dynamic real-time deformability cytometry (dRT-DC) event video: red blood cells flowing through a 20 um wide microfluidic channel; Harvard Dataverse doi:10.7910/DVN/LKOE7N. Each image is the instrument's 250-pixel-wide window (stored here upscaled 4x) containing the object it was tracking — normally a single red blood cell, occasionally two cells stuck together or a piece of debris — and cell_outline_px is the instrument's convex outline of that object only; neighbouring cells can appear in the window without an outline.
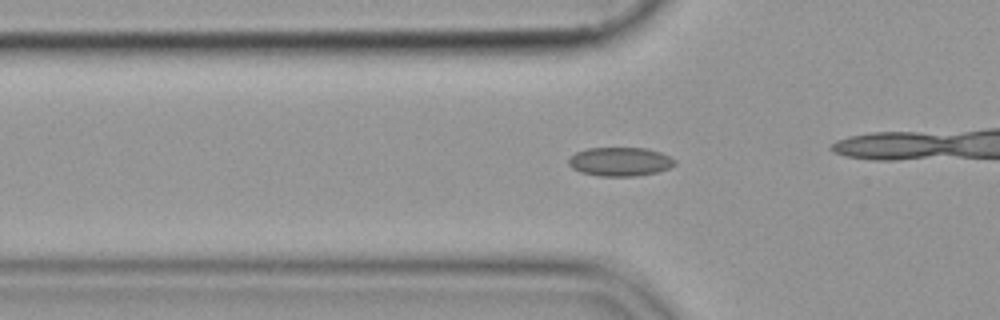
{"species": "common noctule bat (a hibernating species)", "species_latin": "Nyctalus noctula", "temperature_condition": "cold", "stored_images_in_passage": 36, "camera_frame_rate_fps": 3000, "um_per_image_px": 0.085, "animal": {"sex": "female", "body_mass_g": 19.9}, "frame": {"image": 1, "passage_image": 11, "time_ms": 3.333, "image_size_px": [1000, 320], "cell_outline_px": [[676, 164], [668, 168], [656, 172], [636, 176], [600, 176], [580, 172], [572, 168], [568, 164], [568, 160], [576, 152], [588, 148], [648, 148], [660, 152], [676, 160]], "centroid_in_image_um": [52.7, 13.74], "position_along_channel_um": 73.1, "area_um2": 17.8}}
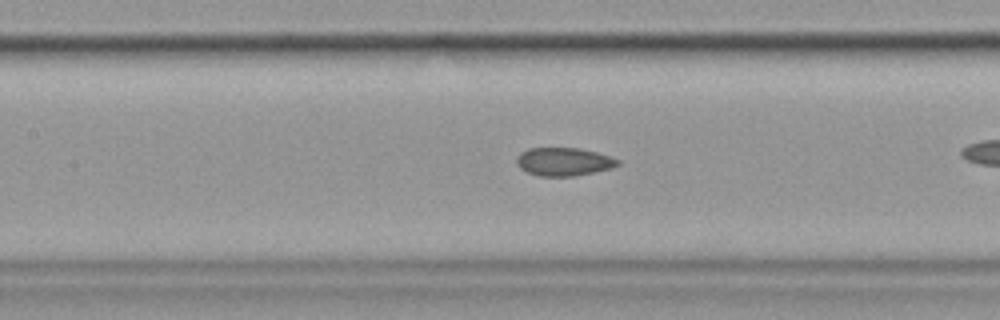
{"frame": {"image": 2, "passage_image": 18, "time_ms": 5.667, "image_size_px": [1000, 320], "cell_outline_px": [[620, 164], [612, 168], [572, 176], [540, 176], [528, 172], [520, 168], [516, 164], [516, 160], [520, 152], [528, 148], [580, 148], [596, 152], [620, 160]], "centroid_in_image_um": [47.9, 13.74], "position_along_channel_um": 159.5, "area_um2": 16.53}}
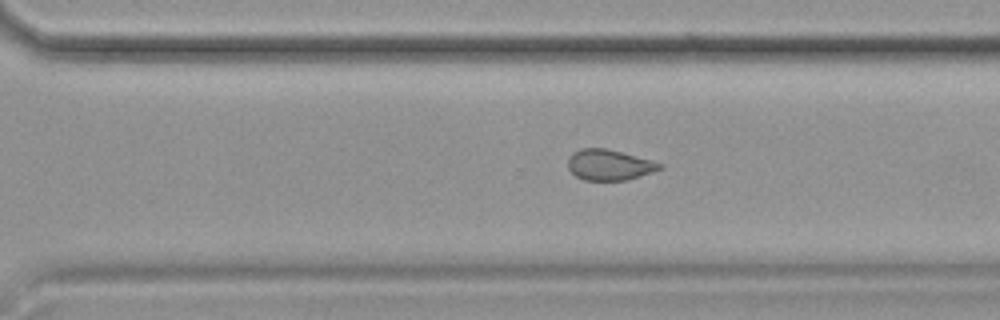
{"frame": {"image": 3, "passage_image": 31, "time_ms": 10.0, "image_size_px": [1000, 320], "cell_outline_px": [[664, 168], [628, 180], [584, 180], [576, 176], [568, 168], [568, 156], [572, 152], [580, 148], [604, 148], [620, 152], [664, 164]], "centroid_in_image_um": [51.76, 14.02], "position_along_channel_um": 318.8, "area_um2": 16.36}}